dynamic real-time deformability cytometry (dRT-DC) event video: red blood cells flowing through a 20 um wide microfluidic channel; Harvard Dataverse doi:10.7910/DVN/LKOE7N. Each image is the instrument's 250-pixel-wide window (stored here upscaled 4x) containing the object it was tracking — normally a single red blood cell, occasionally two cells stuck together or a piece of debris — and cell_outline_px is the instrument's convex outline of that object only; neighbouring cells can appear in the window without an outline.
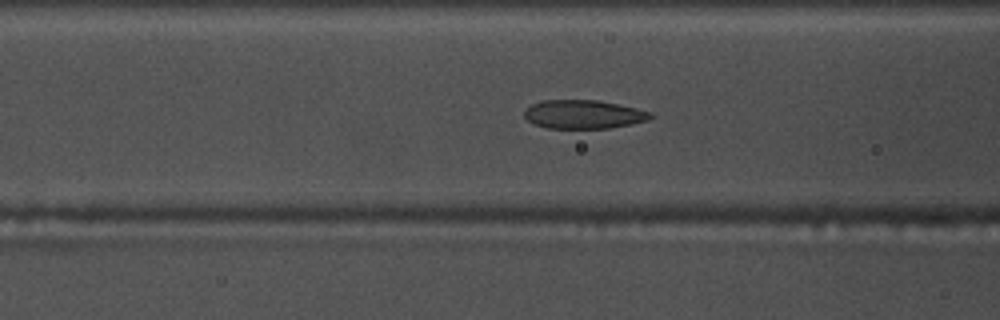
{"species": "common noctule bat (a hibernating species)", "species_latin": "Nyctalus noctula", "temperature_condition": "warm", "stored_images_in_passage": 53, "camera_frame_rate_fps": 3000, "um_per_image_px": 0.085, "animal": {"sex": "male", "body_mass_g": 17.5, "forearm_length_mm": 52.3}, "frame": {"image": 1, "passage_image": 21, "time_ms": 6.667, "image_size_px": [1000, 320], "cell_outline_px": [[656, 116], [648, 120], [632, 124], [608, 128], [548, 128], [536, 124], [528, 120], [524, 116], [524, 112], [532, 104], [544, 100], [596, 100], [636, 108], [652, 112]], "centroid_in_image_um": [49.65, 9.72], "position_along_channel_um": 117.0, "area_um2": 20.92}}
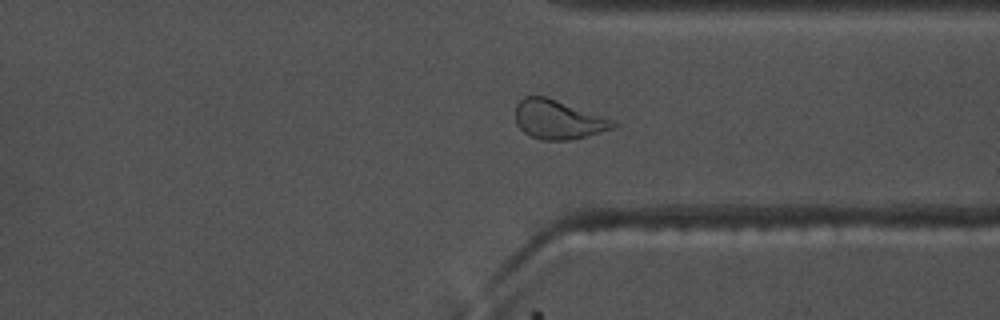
{"frame": {"image": 2, "passage_image": 41, "time_ms": 13.333, "image_size_px": [1000, 320], "cell_outline_px": [[616, 124], [612, 128], [600, 132], [568, 140], [540, 140], [528, 136], [516, 124], [516, 104], [524, 96], [544, 96], [608, 116], [616, 120]], "centroid_in_image_um": [47.45, 10.15], "position_along_channel_um": 364.0, "area_um2": 22.43}}
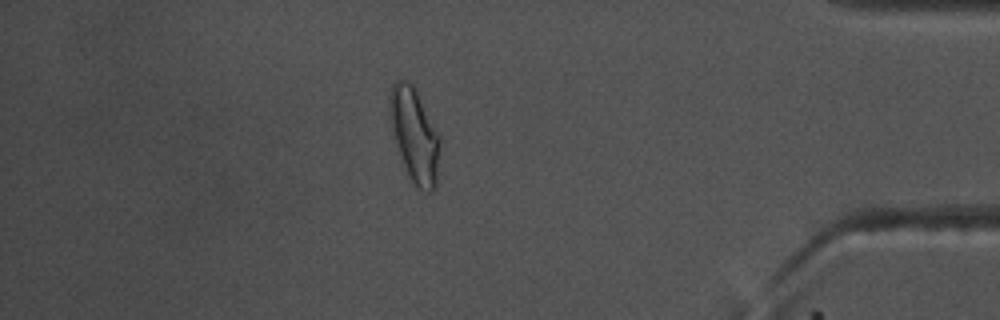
{"frame": {"image": 3, "passage_image": 47, "time_ms": 15.333, "image_size_px": [1000, 320], "cell_outline_px": [[440, 148], [436, 188], [432, 192], [428, 192], [416, 188], [412, 184], [408, 176], [392, 136], [388, 116], [388, 104], [392, 84], [396, 80], [404, 80], [412, 84], [440, 136]], "centroid_in_image_um": [35.21, 11.54], "position_along_channel_um": 400.0, "area_um2": 27.92}}